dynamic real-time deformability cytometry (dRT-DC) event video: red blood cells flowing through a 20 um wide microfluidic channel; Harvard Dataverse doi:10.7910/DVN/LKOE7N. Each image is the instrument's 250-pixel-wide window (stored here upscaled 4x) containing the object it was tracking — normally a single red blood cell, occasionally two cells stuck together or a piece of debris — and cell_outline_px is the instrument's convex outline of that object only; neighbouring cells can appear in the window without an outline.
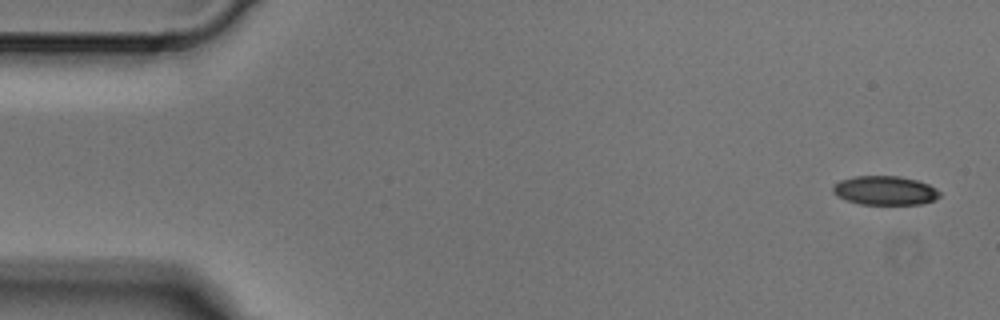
{"species": "Egyptian fruit bat (a non-hibernating species)", "species_latin": "Rousettus aegyptiacus", "temperature_condition": "cold", "stored_images_in_passage": 3, "camera_frame_rate_fps": 3000, "um_per_image_px": 0.085, "animal": {"sex": "male"}, "frame": {"image": 1, "passage_image": 1, "time_ms": 0.0, "image_size_px": [1000, 320], "cell_outline_px": [[940, 196], [936, 200], [920, 204], [860, 204], [836, 196], [832, 192], [832, 184], [840, 180], [856, 176], [900, 176], [916, 180], [928, 184], [936, 188], [940, 192]], "centroid_in_image_um": [75.21, 16.19], "position_along_channel_um": 9.8, "area_um2": 18.15}}